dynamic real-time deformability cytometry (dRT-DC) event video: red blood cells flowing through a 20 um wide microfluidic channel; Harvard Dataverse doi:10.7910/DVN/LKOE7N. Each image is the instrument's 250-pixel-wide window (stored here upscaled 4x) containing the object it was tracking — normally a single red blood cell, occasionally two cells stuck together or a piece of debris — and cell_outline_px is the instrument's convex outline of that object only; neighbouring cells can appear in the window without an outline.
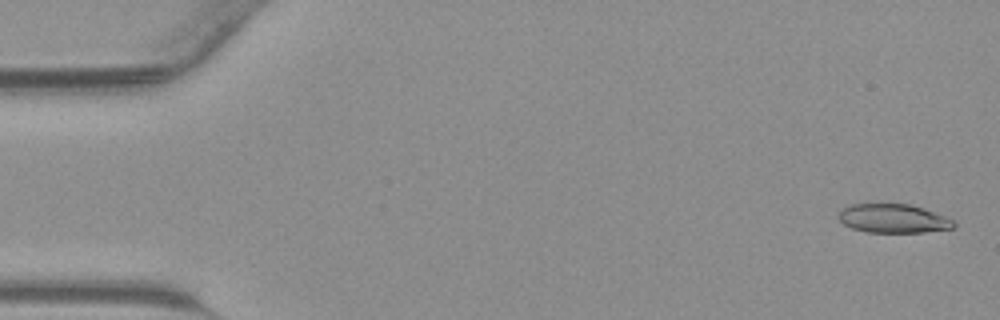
{"species": "common noctule bat (a hibernating species)", "species_latin": "Nyctalus noctula", "temperature_condition": "warm", "stored_images_in_passage": 44, "camera_frame_rate_fps": 3000, "um_per_image_px": 0.085, "animal": {"sex": "male", "body_mass_g": 23.1, "forearm_length_mm": 52.7}, "frame": {"image": 1, "passage_image": 2, "time_ms": 0.333, "image_size_px": [1000, 320], "cell_outline_px": [[956, 224], [952, 228], [924, 232], [868, 232], [852, 228], [844, 224], [836, 216], [844, 208], [852, 204], [912, 204], [924, 208], [944, 216], [952, 220]], "centroid_in_image_um": [75.92, 18.57], "position_along_channel_um": 9.1, "area_um2": 19.19}}
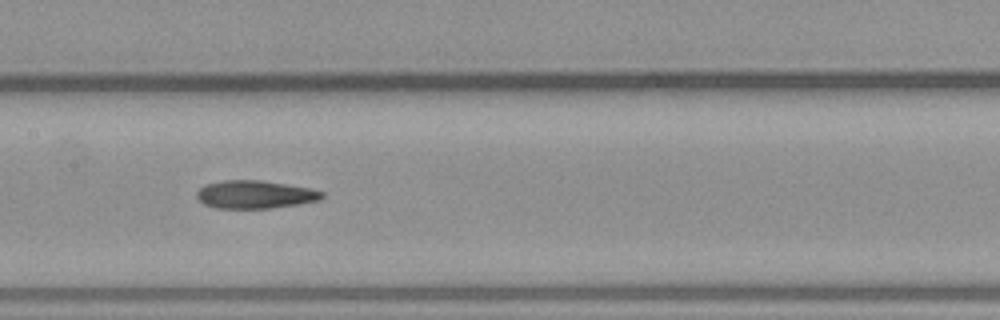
{"frame": {"image": 2, "passage_image": 22, "time_ms": 7.0, "image_size_px": [1000, 320], "cell_outline_px": [[324, 196], [320, 200], [300, 204], [272, 208], [216, 208], [204, 204], [196, 196], [196, 192], [204, 184], [224, 180], [260, 180], [312, 188], [324, 192]], "centroid_in_image_um": [21.7, 16.53], "position_along_channel_um": 185.7, "area_um2": 20.58}}
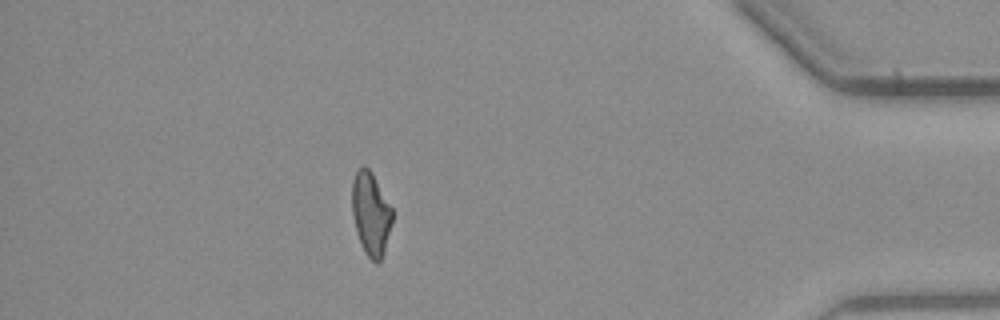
{"frame": {"image": 3, "passage_image": 39, "time_ms": 12.667, "image_size_px": [1000, 320], "cell_outline_px": [[392, 220], [384, 252], [380, 260], [376, 264], [364, 252], [360, 244], [356, 232], [352, 212], [352, 180], [356, 172], [364, 164], [372, 172], [392, 208]], "centroid_in_image_um": [31.5, 18.16], "position_along_channel_um": 403.7, "area_um2": 19.48}}